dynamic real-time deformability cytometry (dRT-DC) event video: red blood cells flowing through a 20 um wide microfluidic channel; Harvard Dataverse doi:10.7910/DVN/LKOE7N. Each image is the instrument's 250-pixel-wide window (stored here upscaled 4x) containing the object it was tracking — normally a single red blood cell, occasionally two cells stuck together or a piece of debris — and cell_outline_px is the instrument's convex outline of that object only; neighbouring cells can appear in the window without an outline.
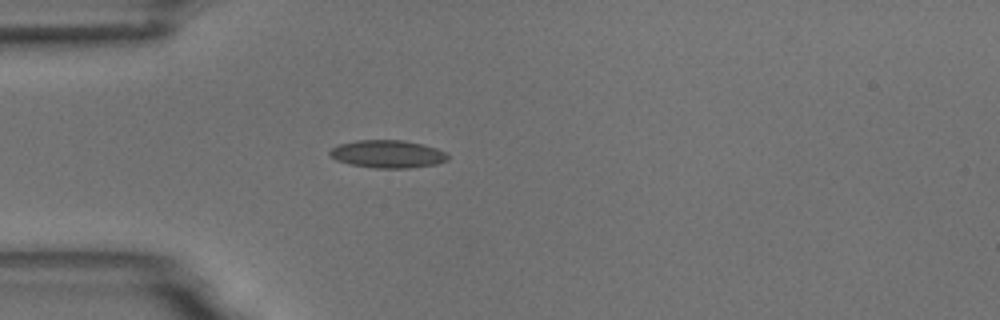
{"species": "common noctule bat (a hibernating species)", "species_latin": "Nyctalus noctula", "temperature_condition": "room temperature", "stored_images_in_passage": 1, "camera_frame_rate_fps": 3000, "um_per_image_px": 0.085, "animal": {"sex": "male", "body_mass_g": 18.8}, "frame": {"image": 1, "passage_image": 1, "time_ms": 0.0, "image_size_px": [1000, 320], "cell_outline_px": [[448, 160], [436, 164], [408, 168], [372, 168], [348, 164], [336, 160], [328, 156], [328, 152], [332, 148], [340, 144], [356, 140], [404, 140], [436, 148], [444, 152], [448, 156]], "centroid_in_image_um": [32.89, 13.1], "position_along_channel_um": 52.1, "area_um2": 19.13}}